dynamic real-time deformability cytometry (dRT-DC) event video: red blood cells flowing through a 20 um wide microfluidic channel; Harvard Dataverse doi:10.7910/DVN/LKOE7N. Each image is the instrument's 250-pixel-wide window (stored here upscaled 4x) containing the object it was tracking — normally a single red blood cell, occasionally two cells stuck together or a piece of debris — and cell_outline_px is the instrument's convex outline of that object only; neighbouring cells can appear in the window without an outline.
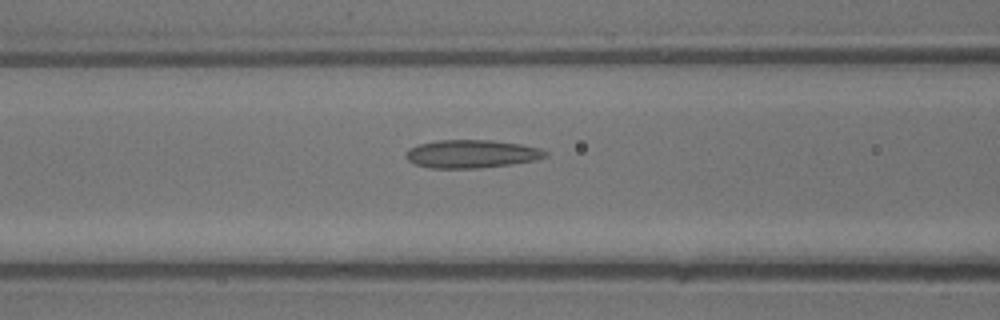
{"species": "common noctule bat (a hibernating species)", "species_latin": "Nyctalus noctula", "temperature_condition": "warm", "stored_images_in_passage": 23, "camera_frame_rate_fps": 3000, "um_per_image_px": 0.085, "animal": {"sex": "male", "body_mass_g": 13.3}, "frame": {"image": 1, "passage_image": 6, "time_ms": 1.667, "image_size_px": [1000, 320], "cell_outline_px": [[548, 156], [536, 160], [512, 164], [480, 168], [428, 168], [416, 164], [408, 160], [404, 156], [408, 148], [420, 144], [436, 140], [492, 140], [520, 144], [540, 148], [548, 152]], "centroid_in_image_um": [40.09, 13.08], "position_along_channel_um": 126.5, "area_um2": 23.0}}
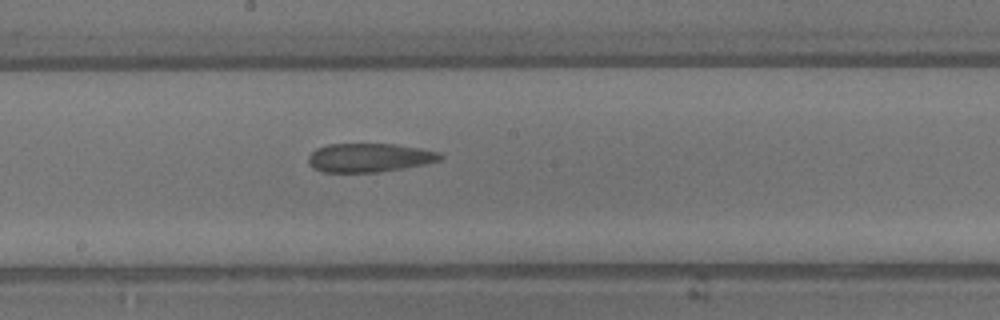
{"frame": {"image": 2, "passage_image": 11, "time_ms": 3.333, "image_size_px": [1000, 320], "cell_outline_px": [[444, 156], [440, 160], [424, 164], [404, 168], [376, 172], [324, 172], [312, 168], [308, 164], [308, 156], [316, 148], [328, 144], [396, 144], [420, 148], [440, 152]], "centroid_in_image_um": [31.38, 13.4], "position_along_channel_um": 216.8, "area_um2": 22.2}}
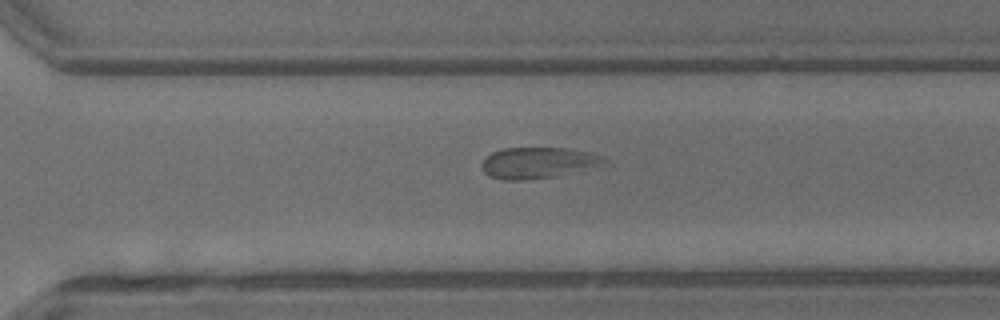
{"frame": {"image": 3, "passage_image": 17, "time_ms": 5.333, "image_size_px": [1000, 320], "cell_outline_px": [[612, 164], [556, 176], [524, 180], [504, 180], [492, 176], [484, 172], [480, 164], [492, 152], [504, 148], [568, 148], [588, 152], [604, 156]], "centroid_in_image_um": [45.83, 13.83], "position_along_channel_um": 324.8, "area_um2": 22.43}}